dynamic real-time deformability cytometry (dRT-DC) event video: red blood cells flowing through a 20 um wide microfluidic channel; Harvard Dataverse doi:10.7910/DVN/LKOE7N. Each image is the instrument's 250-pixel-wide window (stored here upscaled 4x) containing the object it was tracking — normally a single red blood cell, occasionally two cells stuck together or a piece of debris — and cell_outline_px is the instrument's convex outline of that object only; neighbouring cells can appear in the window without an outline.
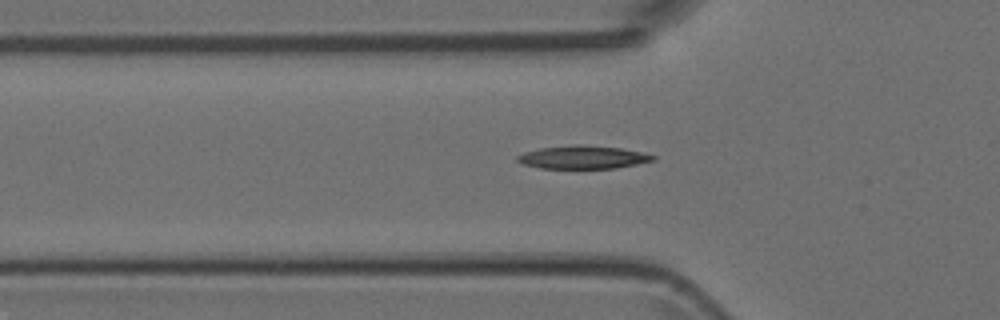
{"species": "Egyptian fruit bat (a non-hibernating species)", "species_latin": "Rousettus aegyptiacus", "temperature_condition": "room temperature", "stored_images_in_passage": 34, "camera_frame_rate_fps": 3000, "um_per_image_px": 0.085, "animal": {"sex": "female"}, "frame": {"image": 1, "passage_image": 4, "time_ms": 1.0, "image_size_px": [1000, 320], "cell_outline_px": [[656, 160], [616, 168], [540, 168], [524, 164], [516, 160], [516, 156], [524, 152], [540, 148], [576, 144], [584, 144], [620, 148], [640, 152], [656, 156]], "centroid_in_image_um": [49.54, 13.36], "position_along_channel_um": 76.3, "area_um2": 18.21}}
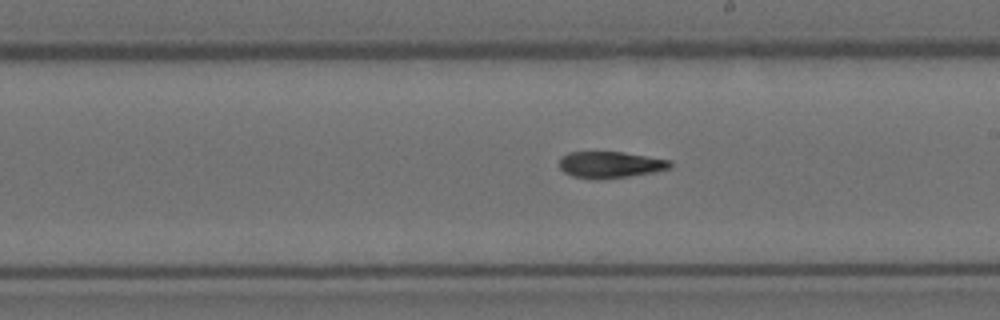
{"frame": {"image": 2, "passage_image": 16, "time_ms": 5.0, "image_size_px": [1000, 320], "cell_outline_px": [[672, 164], [668, 168], [652, 172], [628, 176], [596, 180], [572, 176], [564, 172], [560, 168], [560, 156], [568, 152], [624, 152], [672, 160]], "centroid_in_image_um": [51.84, 13.99], "position_along_channel_um": 237.2, "area_um2": 17.11}}
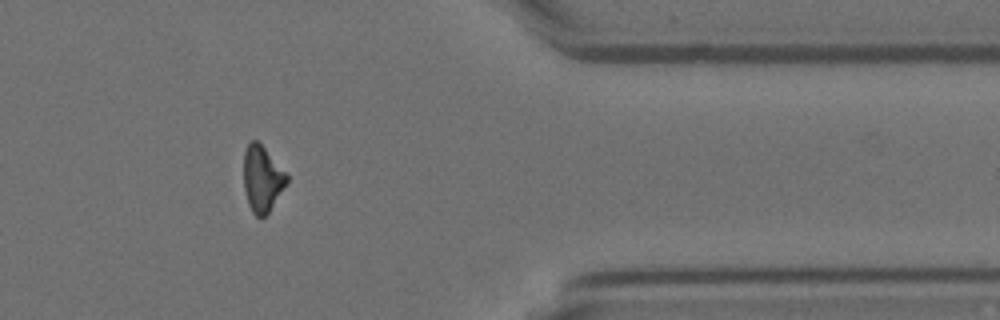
{"frame": {"image": 3, "passage_image": 29, "time_ms": 9.333, "image_size_px": [1000, 320], "cell_outline_px": [[288, 180], [268, 212], [264, 216], [256, 216], [252, 212], [248, 204], [244, 188], [244, 152], [248, 140], [256, 140], [264, 148], [288, 176]], "centroid_in_image_um": [22.24, 15.18], "position_along_channel_um": 389.2, "area_um2": 16.13}}